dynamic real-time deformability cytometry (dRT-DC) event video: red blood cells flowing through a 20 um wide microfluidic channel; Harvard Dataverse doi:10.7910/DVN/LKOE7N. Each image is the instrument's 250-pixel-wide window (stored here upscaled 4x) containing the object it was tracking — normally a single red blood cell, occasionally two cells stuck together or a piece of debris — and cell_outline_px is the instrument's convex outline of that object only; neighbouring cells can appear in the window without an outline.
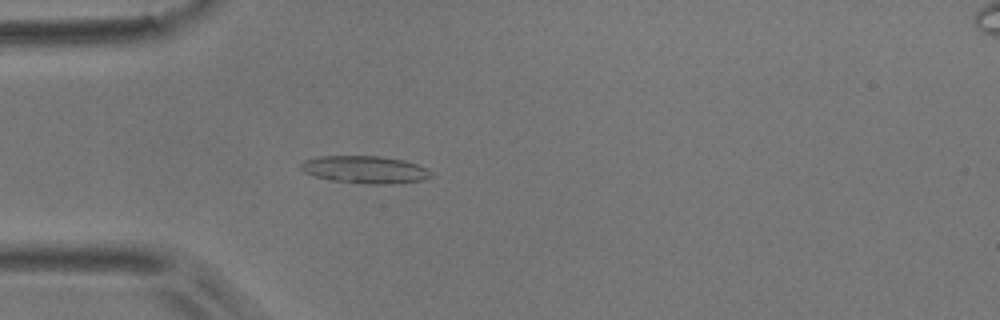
{"species": "common noctule bat (a hibernating species)", "species_latin": "Nyctalus noctula", "temperature_condition": "room temperature", "stored_images_in_passage": 17, "camera_frame_rate_fps": 3000, "um_per_image_px": 0.085, "animal": {"sex": "male", "body_mass_g": 17.9}, "frame": {"image": 1, "passage_image": 3, "time_ms": 0.667, "image_size_px": [1000, 320], "cell_outline_px": [[432, 176], [420, 180], [392, 184], [368, 184], [332, 180], [316, 176], [304, 172], [300, 168], [300, 164], [304, 160], [320, 156], [380, 156], [404, 160], [428, 168], [432, 172]], "centroid_in_image_um": [31.04, 14.41], "position_along_channel_um": 54.0, "area_um2": 20.75}}
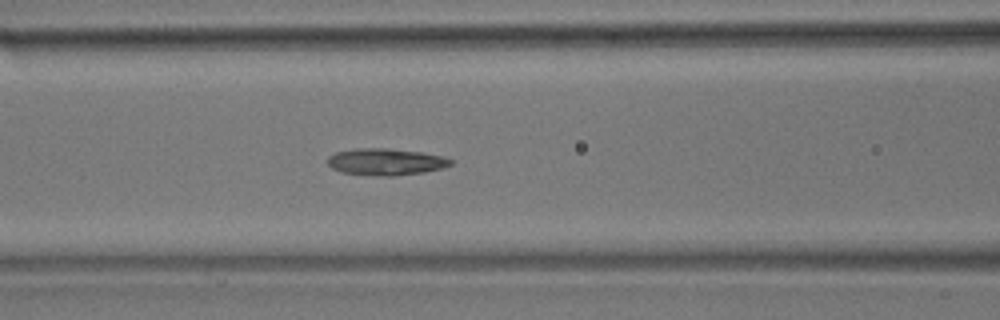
{"frame": {"image": 2, "passage_image": 10, "time_ms": 3.0, "image_size_px": [1000, 320], "cell_outline_px": [[452, 164], [440, 168], [424, 172], [392, 176], [384, 176], [340, 172], [332, 168], [328, 164], [328, 156], [336, 152], [356, 148], [388, 148], [420, 152], [440, 156], [452, 160]], "centroid_in_image_um": [32.75, 13.75], "position_along_channel_um": 133.9, "area_um2": 18.96}}
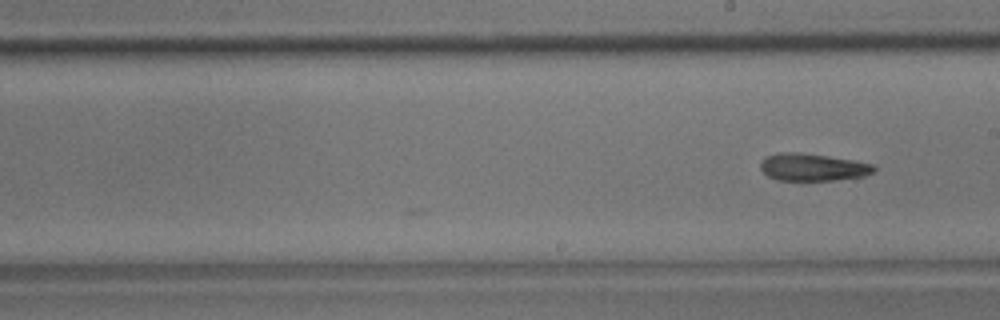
{"frame": {"image": 3, "passage_image": 17, "time_ms": 5.333, "image_size_px": [1000, 320], "cell_outline_px": [[876, 172], [864, 176], [836, 180], [776, 180], [768, 176], [760, 168], [760, 164], [768, 156], [780, 152], [800, 152], [852, 160], [876, 164]], "centroid_in_image_um": [69.13, 14.22], "position_along_channel_um": 219.9, "area_um2": 18.09}}